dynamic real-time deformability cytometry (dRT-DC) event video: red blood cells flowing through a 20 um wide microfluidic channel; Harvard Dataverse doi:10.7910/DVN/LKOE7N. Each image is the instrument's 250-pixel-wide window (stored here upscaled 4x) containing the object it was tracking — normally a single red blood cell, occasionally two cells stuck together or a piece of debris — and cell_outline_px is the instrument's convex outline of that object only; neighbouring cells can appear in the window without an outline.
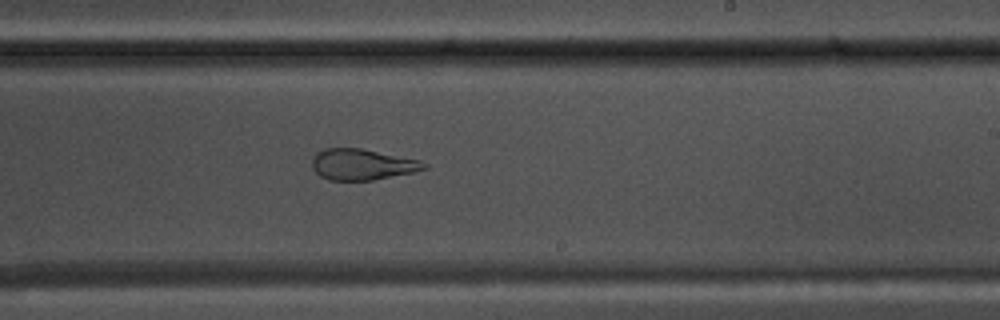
{"species": "common noctule bat (a hibernating species)", "species_latin": "Nyctalus noctula", "temperature_condition": "warm", "stored_images_in_passage": 48, "camera_frame_rate_fps": 3000, "um_per_image_px": 0.085, "animal": {"sex": "male", "body_mass_g": 17.5, "forearm_length_mm": 52.3}, "frame": {"image": 1, "passage_image": 26, "time_ms": 8.333, "image_size_px": [1000, 320], "cell_outline_px": [[428, 168], [412, 172], [372, 180], [328, 180], [320, 176], [312, 168], [312, 156], [316, 152], [324, 148], [360, 148], [420, 160], [428, 164]], "centroid_in_image_um": [30.75, 13.97], "position_along_channel_um": 258.3, "area_um2": 20.23}}
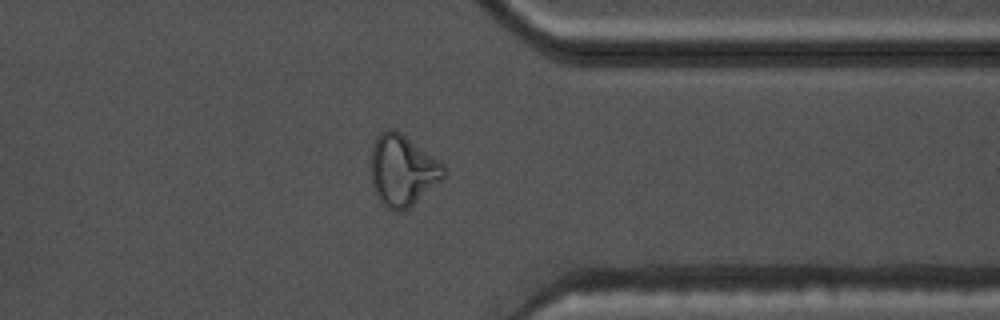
{"frame": {"image": 2, "passage_image": 36, "time_ms": 11.667, "image_size_px": [1000, 320], "cell_outline_px": [[444, 176], [440, 180], [404, 212], [396, 212], [388, 208], [380, 200], [372, 184], [372, 148], [376, 136], [388, 128], [396, 128], [444, 164]], "centroid_in_image_um": [34.2, 14.45], "position_along_channel_um": 377.2, "area_um2": 29.82}}
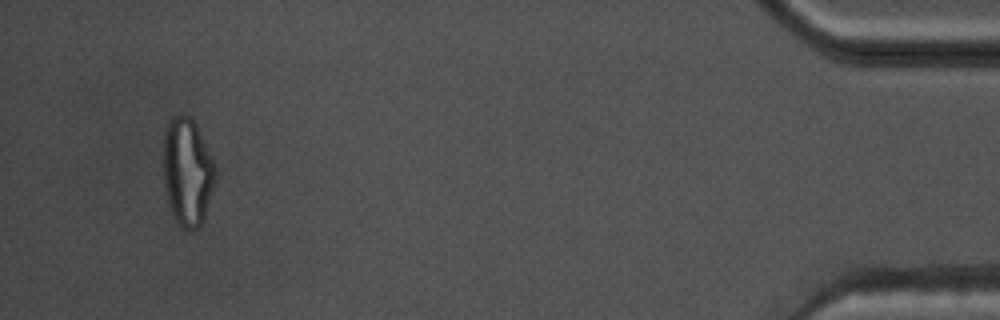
{"frame": {"image": 3, "passage_image": 45, "time_ms": 14.667, "image_size_px": [1000, 320], "cell_outline_px": [[216, 172], [212, 188], [204, 216], [200, 228], [180, 228], [168, 204], [164, 184], [164, 132], [168, 120], [172, 116], [188, 116], [196, 124], [216, 168]], "centroid_in_image_um": [15.9, 14.6], "position_along_channel_um": 419.3, "area_um2": 32.08}, "authors_computed_cell_mechanics": {"area_um2": 25.1719, "velocity_mm_per_s": 3.7203, "shape_relaxation_time_tau1_ms": null, "shape_relaxation_time_tau2_ms": 1.5394, "deformation_change_tau1": null, "deformation_change_tau2": 0.1018}}